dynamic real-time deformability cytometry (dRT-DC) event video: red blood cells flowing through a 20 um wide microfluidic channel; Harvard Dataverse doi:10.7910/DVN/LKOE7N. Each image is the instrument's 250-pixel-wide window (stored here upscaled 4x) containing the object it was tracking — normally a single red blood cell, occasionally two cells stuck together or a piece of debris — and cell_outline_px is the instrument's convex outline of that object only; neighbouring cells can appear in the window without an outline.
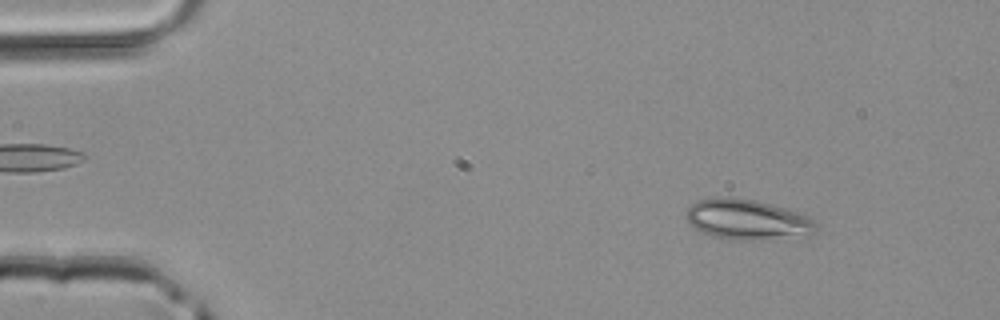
{"species": "common noctule bat (a hibernating species)", "species_latin": "Nyctalus noctula", "temperature_condition": "room temperature", "stored_images_in_passage": 46, "camera_frame_rate_fps": 3000, "um_per_image_px": 0.085, "animal": {"sex": "male", "body_mass_g": 20.4}, "frame": {"image": 1, "passage_image": 5, "time_ms": 1.333, "image_size_px": [1000, 320], "cell_outline_px": [[816, 232], [812, 236], [740, 240], [736, 240], [716, 236], [704, 232], [696, 228], [684, 216], [684, 212], [692, 204], [700, 200], [716, 196], [728, 196], [756, 200], [784, 208], [808, 216], [816, 220]], "centroid_in_image_um": [63.56, 18.65], "position_along_channel_um": 21.4, "area_um2": 30.46}}
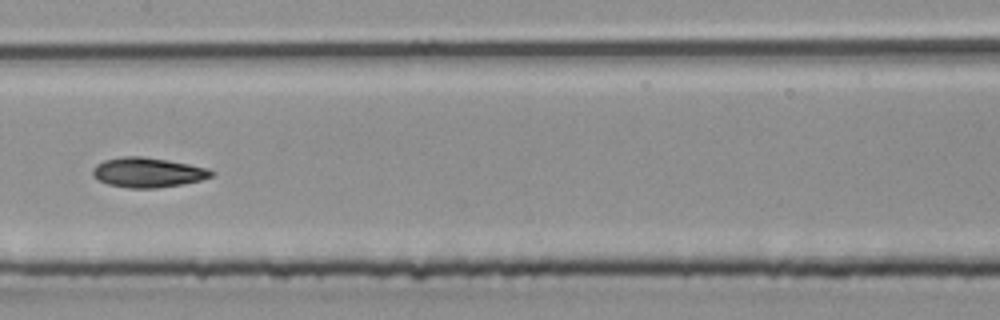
{"frame": {"image": 2, "passage_image": 23, "time_ms": 7.333, "image_size_px": [1000, 320], "cell_outline_px": [[216, 172], [212, 176], [200, 180], [180, 184], [156, 188], [128, 188], [108, 184], [92, 176], [92, 168], [96, 164], [104, 160], [124, 156], [140, 156], [168, 160], [208, 168]], "centroid_in_image_um": [12.54, 14.65], "position_along_channel_um": 194.9, "area_um2": 20.52}}
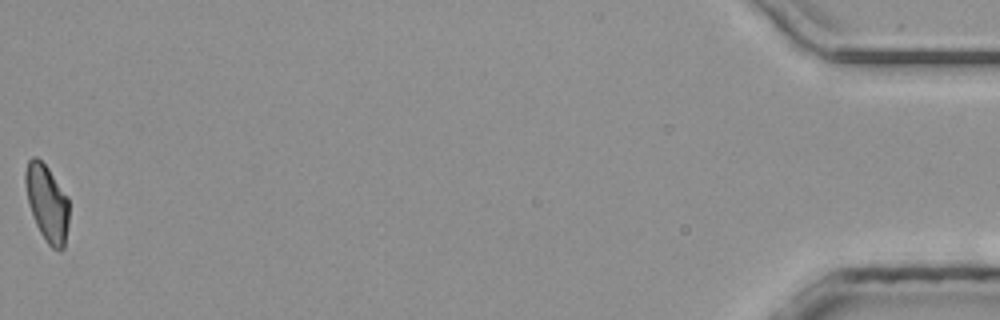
{"frame": {"image": 3, "passage_image": 46, "time_ms": 15.0, "image_size_px": [1000, 320], "cell_outline_px": [[68, 224], [64, 248], [60, 252], [52, 248], [48, 244], [40, 232], [36, 224], [28, 200], [24, 184], [24, 172], [28, 160], [32, 156], [36, 156], [48, 168], [68, 196]], "centroid_in_image_um": [4.0, 17.25], "position_along_channel_um": 431.2, "area_um2": 19.54}}